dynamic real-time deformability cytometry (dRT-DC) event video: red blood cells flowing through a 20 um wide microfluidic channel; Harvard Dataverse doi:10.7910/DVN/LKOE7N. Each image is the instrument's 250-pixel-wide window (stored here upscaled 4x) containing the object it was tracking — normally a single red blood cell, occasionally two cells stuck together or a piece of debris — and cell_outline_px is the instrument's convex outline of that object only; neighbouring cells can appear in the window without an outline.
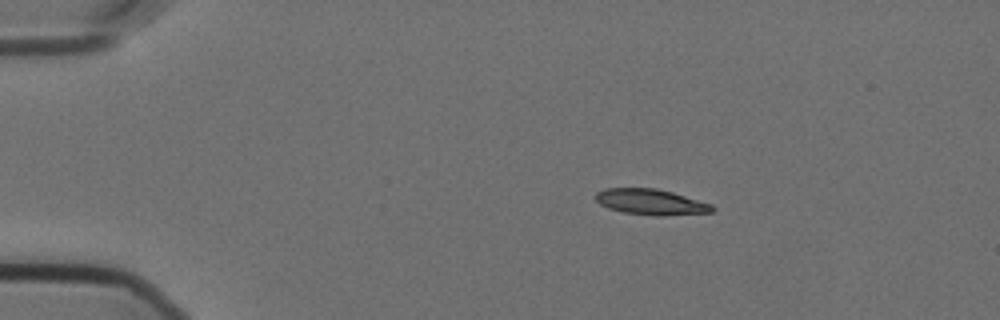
{"species": "Egyptian fruit bat (a non-hibernating species)", "species_latin": "Rousettus aegyptiacus", "temperature_condition": "cold", "stored_images_in_passage": 47, "camera_frame_rate_fps": 3000, "um_per_image_px": 0.085, "animal": {"sex": "female"}, "frame": {"image": 1, "passage_image": 1, "time_ms": 0.0, "image_size_px": [1000, 320], "cell_outline_px": [[716, 208], [712, 212], [664, 216], [652, 216], [624, 212], [608, 208], [600, 204], [596, 200], [596, 192], [604, 188], [656, 188], [672, 192], [712, 204]], "centroid_in_image_um": [55.33, 17.17], "position_along_channel_um": 29.7, "area_um2": 17.57}}
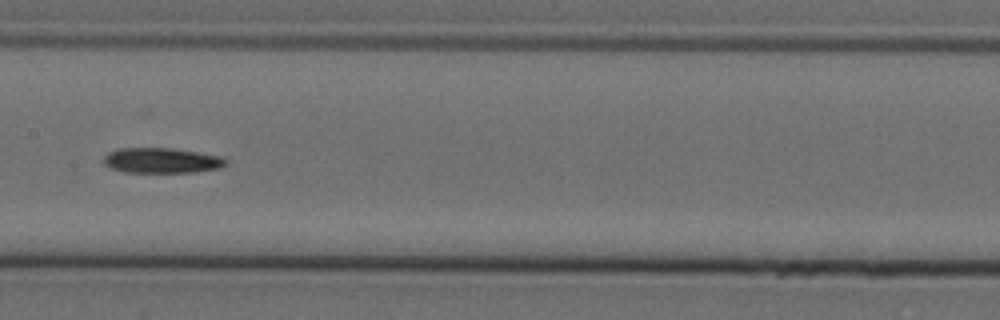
{"frame": {"image": 2, "passage_image": 20, "time_ms": 6.333, "image_size_px": [1000, 320], "cell_outline_px": [[228, 164], [220, 168], [196, 172], [124, 172], [112, 168], [104, 164], [104, 156], [108, 152], [120, 148], [172, 148], [224, 156], [228, 160]], "centroid_in_image_um": [13.8, 13.64], "position_along_channel_um": 193.6, "area_um2": 18.15}}
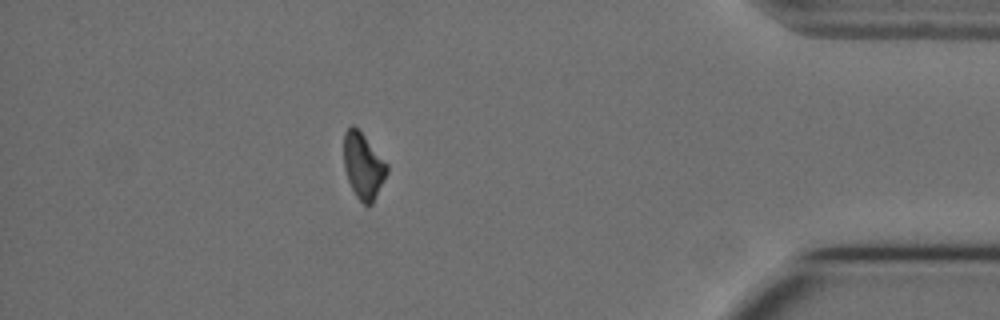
{"frame": {"image": 3, "passage_image": 41, "time_ms": 13.333, "image_size_px": [1000, 320], "cell_outline_px": [[388, 172], [372, 204], [364, 204], [356, 196], [348, 180], [344, 168], [344, 132], [352, 124], [364, 136], [388, 164]], "centroid_in_image_um": [30.87, 14.1], "position_along_channel_um": 404.3, "area_um2": 16.3}, "authors_computed_cell_mechanics": {"area_um2": 17.9758, "velocity_mm_per_s": 3.5738, "shape_relaxation_time_tau1_ms": 11.3825, "shape_relaxation_time_tau2_ms": null, "deformation_change_tau1": 0.212, "deformation_change_tau2": null}}